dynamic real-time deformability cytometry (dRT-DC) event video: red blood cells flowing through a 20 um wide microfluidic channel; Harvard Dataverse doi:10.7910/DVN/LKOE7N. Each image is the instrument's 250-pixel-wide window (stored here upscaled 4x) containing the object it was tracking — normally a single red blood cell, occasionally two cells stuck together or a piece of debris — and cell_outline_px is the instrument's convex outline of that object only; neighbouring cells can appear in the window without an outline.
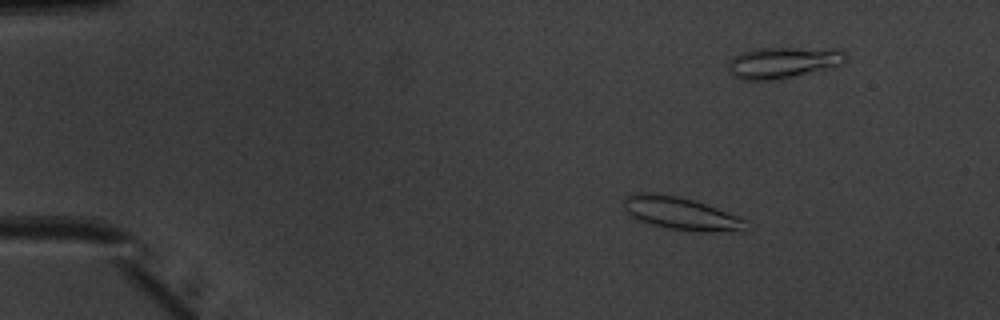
{"species": "common noctule bat (a hibernating species)", "species_latin": "Nyctalus noctula", "temperature_condition": "warm", "stored_images_in_passage": 48, "camera_frame_rate_fps": 3000, "um_per_image_px": 0.085, "animal": {"sex": "male", "body_mass_g": 20.1, "forearm_length_mm": 53.5}, "frame": {"image": 1, "passage_image": 9, "time_ms": 2.667, "image_size_px": [1000, 320], "cell_outline_px": [[744, 220], [740, 232], [708, 232], [668, 228], [652, 224], [640, 220], [632, 216], [624, 208], [624, 196], [632, 192], [652, 192], [676, 196], [692, 200], [716, 208], [736, 216]], "centroid_in_image_um": [57.79, 18.12], "position_along_channel_um": 27.2, "area_um2": 22.77}}
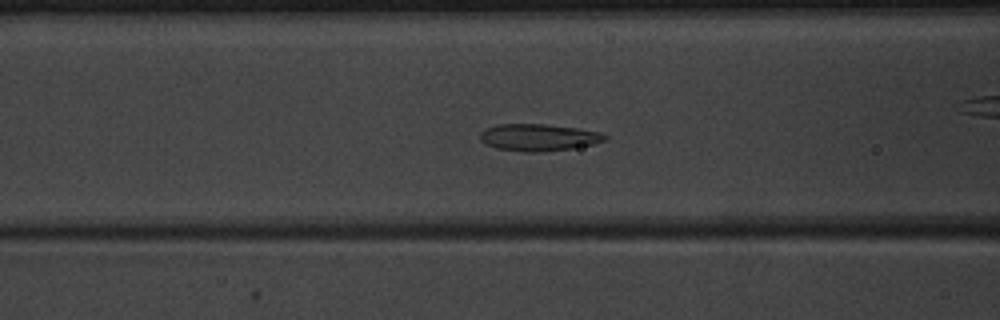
{"frame": {"image": 2, "passage_image": 22, "time_ms": 7.0, "image_size_px": [1000, 320], "cell_outline_px": [[608, 140], [592, 144], [572, 148], [540, 152], [524, 152], [496, 148], [480, 140], [480, 132], [484, 128], [500, 124], [544, 124], [576, 128], [600, 132], [608, 136]], "centroid_in_image_um": [45.78, 11.68], "position_along_channel_um": 120.8, "area_um2": 19.59}}
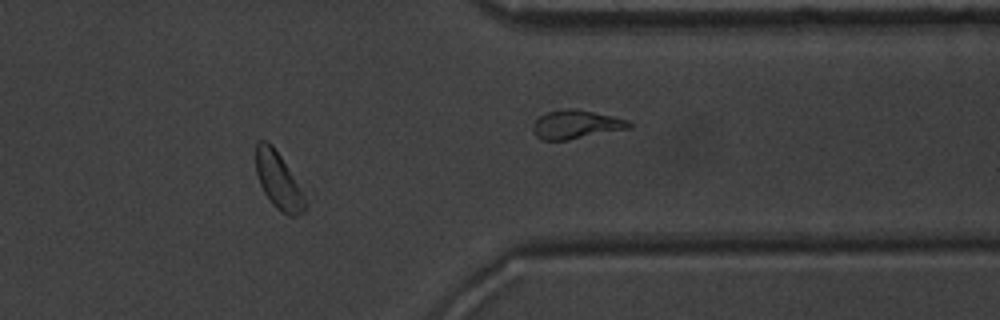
{"frame": {"image": 3, "passage_image": 43, "time_ms": 14.0, "image_size_px": [1000, 320], "cell_outline_px": [[308, 208], [304, 212], [296, 216], [288, 216], [276, 208], [272, 204], [264, 192], [260, 184], [256, 172], [256, 144], [260, 140], [268, 140], [272, 144], [308, 192]], "centroid_in_image_um": [23.78, 15.39], "position_along_channel_um": 387.6, "area_um2": 17.28}}